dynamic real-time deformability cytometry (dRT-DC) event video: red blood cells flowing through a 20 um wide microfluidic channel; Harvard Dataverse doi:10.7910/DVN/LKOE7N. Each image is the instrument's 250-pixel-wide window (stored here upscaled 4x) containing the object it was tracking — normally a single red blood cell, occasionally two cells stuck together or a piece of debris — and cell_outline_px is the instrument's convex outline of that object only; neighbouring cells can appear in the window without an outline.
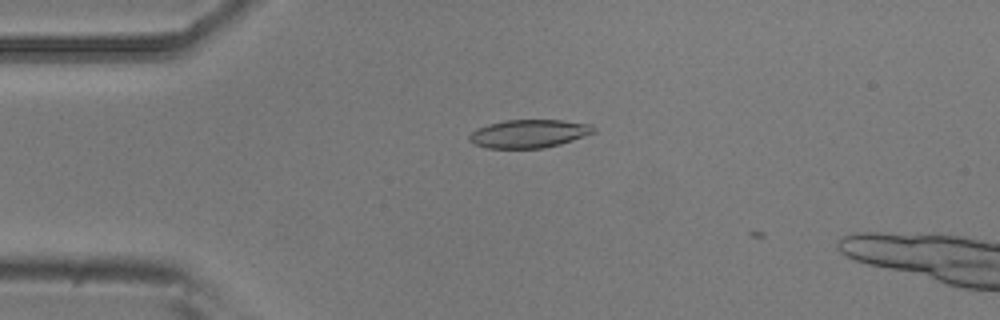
{"species": "common noctule bat (a hibernating species)", "species_latin": "Nyctalus noctula", "temperature_condition": "room temperature", "stored_images_in_passage": 8, "camera_frame_rate_fps": 3000, "um_per_image_px": 0.085, "animal": {"sex": "male", "body_mass_g": 20.5, "forearm_length_mm": 52.5}, "frame": {"image": 1, "passage_image": 4, "time_ms": 1.0, "image_size_px": [1000, 320], "cell_outline_px": [[596, 132], [560, 144], [544, 148], [488, 148], [472, 144], [468, 140], [468, 136], [476, 128], [488, 124], [504, 120], [560, 120], [592, 124], [596, 128]], "centroid_in_image_um": [44.94, 11.36], "position_along_channel_um": 40.1, "area_um2": 20.58}}